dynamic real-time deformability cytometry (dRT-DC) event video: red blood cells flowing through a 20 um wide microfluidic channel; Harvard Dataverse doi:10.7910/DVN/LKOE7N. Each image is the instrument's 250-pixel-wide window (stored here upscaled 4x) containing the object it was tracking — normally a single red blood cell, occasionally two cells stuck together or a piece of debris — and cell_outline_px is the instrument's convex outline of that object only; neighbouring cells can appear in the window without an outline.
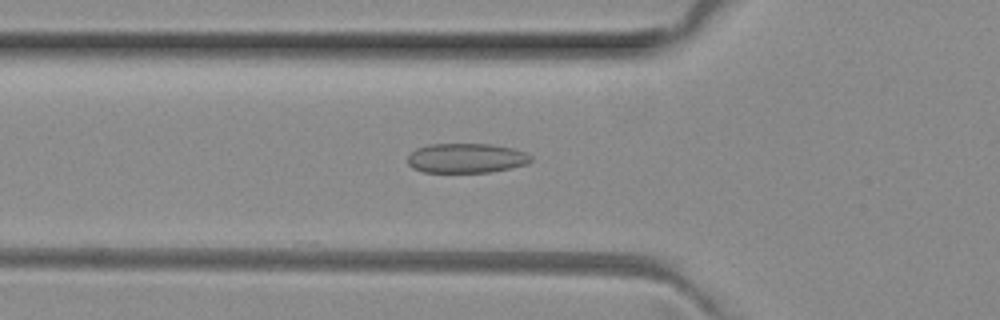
{"species": "common noctule bat (a hibernating species)", "species_latin": "Nyctalus noctula", "temperature_condition": "room temperature", "stored_images_in_passage": 39, "camera_frame_rate_fps": 3000, "um_per_image_px": 0.085, "animal": {"sex": "female", "body_mass_g": 29.2, "forearm_length_mm": 56.3}, "frame": {"image": 1, "passage_image": 17, "time_ms": 5.333, "image_size_px": [1000, 320], "cell_outline_px": [[532, 160], [528, 164], [488, 172], [424, 172], [412, 168], [408, 164], [408, 156], [416, 148], [428, 144], [492, 144], [512, 148], [524, 152], [532, 156]], "centroid_in_image_um": [39.62, 13.44], "position_along_channel_um": 86.2, "area_um2": 21.27}}
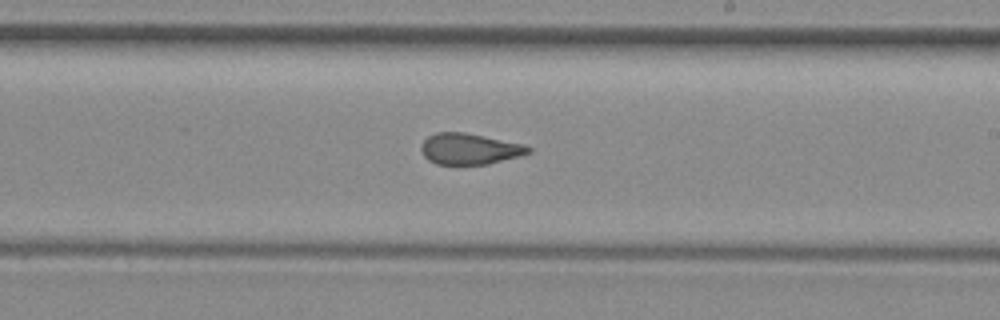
{"frame": {"image": 2, "passage_image": 29, "time_ms": 9.333, "image_size_px": [1000, 320], "cell_outline_px": [[532, 152], [520, 156], [488, 164], [436, 164], [428, 160], [424, 156], [420, 148], [424, 140], [428, 136], [436, 132], [464, 132], [524, 144], [532, 148]], "centroid_in_image_um": [39.92, 12.65], "position_along_channel_um": 249.1, "area_um2": 19.42}}
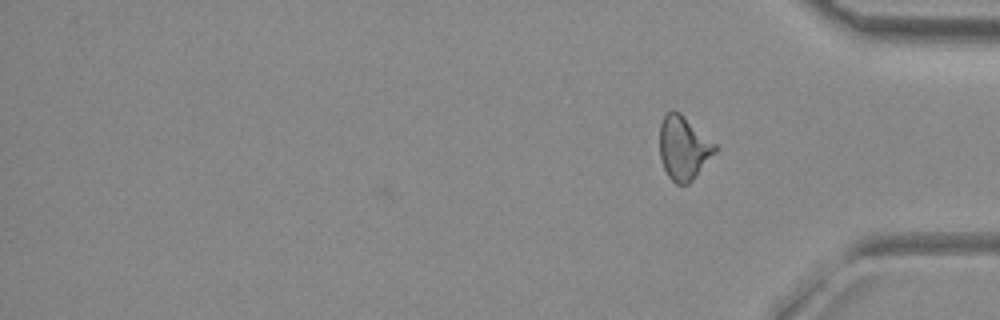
{"frame": {"image": 3, "passage_image": 39, "time_ms": 12.667, "image_size_px": [1000, 320], "cell_outline_px": [[716, 152], [692, 180], [688, 184], [676, 184], [668, 176], [660, 160], [660, 124], [664, 116], [672, 108], [680, 112], [716, 144]], "centroid_in_image_um": [58.09, 12.56], "position_along_channel_um": 377.1, "area_um2": 20.52}, "authors_computed_cell_mechanics": {"area_um2": 20.9814, "velocity_mm_per_s": 4.0599, "shape_relaxation_time_tau1_ms": null, "shape_relaxation_time_tau2_ms": 1.5277, "deformation_change_tau1": null, "deformation_change_tau2": 0.0923}}